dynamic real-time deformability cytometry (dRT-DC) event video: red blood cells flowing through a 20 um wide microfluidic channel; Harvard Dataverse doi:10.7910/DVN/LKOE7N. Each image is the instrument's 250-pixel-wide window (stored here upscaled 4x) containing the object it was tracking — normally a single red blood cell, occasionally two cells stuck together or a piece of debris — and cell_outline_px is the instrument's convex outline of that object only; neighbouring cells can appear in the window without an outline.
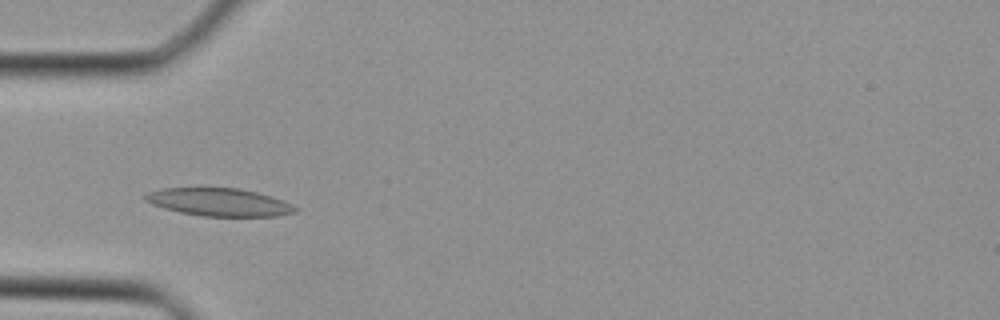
{"species": "Egyptian fruit bat (a non-hibernating species)", "species_latin": "Rousettus aegyptiacus", "temperature_condition": "cold", "stored_images_in_passage": 21, "camera_frame_rate_fps": 3000, "um_per_image_px": 0.085, "animal": {"sex": "female"}, "frame": {"image": 1, "passage_image": 2, "time_ms": 0.333, "image_size_px": [1000, 320], "cell_outline_px": [[296, 212], [276, 216], [204, 216], [180, 212], [164, 208], [152, 204], [144, 200], [140, 196], [148, 192], [160, 188], [236, 188], [256, 192], [272, 196], [292, 204], [296, 208]], "centroid_in_image_um": [18.58, 17.18], "position_along_channel_um": 66.4, "area_um2": 24.28}}
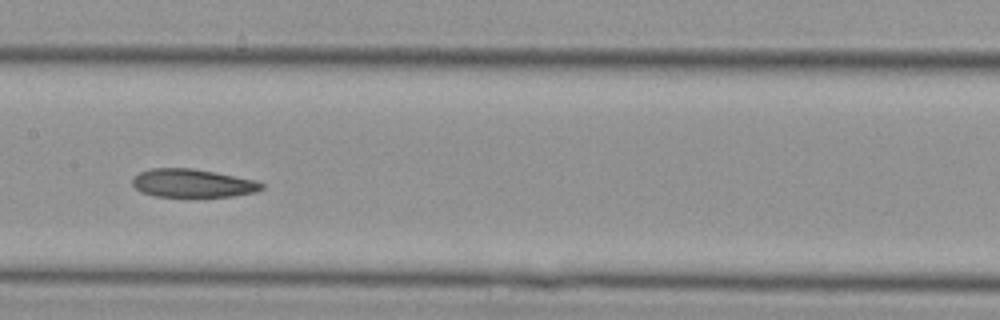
{"frame": {"image": 2, "passage_image": 9, "time_ms": 2.667, "image_size_px": [1000, 320], "cell_outline_px": [[264, 188], [256, 192], [232, 196], [156, 196], [140, 192], [132, 184], [132, 180], [140, 172], [152, 168], [192, 168], [216, 172], [256, 180], [264, 184]], "centroid_in_image_um": [16.39, 15.56], "position_along_channel_um": 191.0, "area_um2": 21.21}}
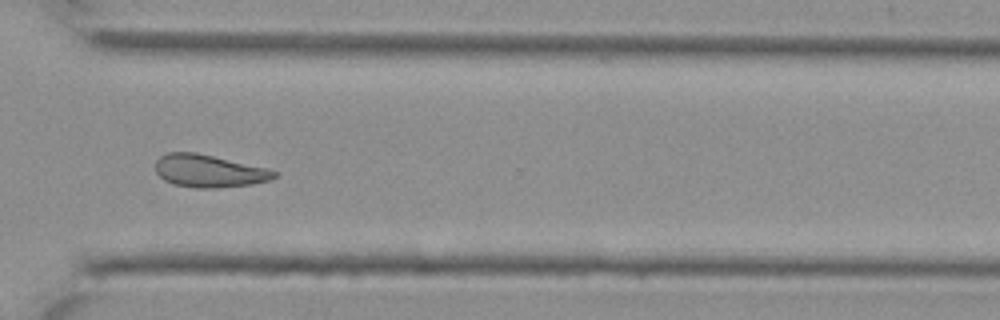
{"frame": {"image": 3, "passage_image": 18, "time_ms": 5.667, "image_size_px": [1000, 320], "cell_outline_px": [[276, 176], [272, 180], [252, 184], [216, 188], [196, 188], [172, 184], [164, 180], [156, 172], [156, 160], [160, 156], [168, 152], [196, 152], [268, 168], [276, 172]], "centroid_in_image_um": [17.76, 14.53], "position_along_channel_um": 352.8, "area_um2": 22.66}}